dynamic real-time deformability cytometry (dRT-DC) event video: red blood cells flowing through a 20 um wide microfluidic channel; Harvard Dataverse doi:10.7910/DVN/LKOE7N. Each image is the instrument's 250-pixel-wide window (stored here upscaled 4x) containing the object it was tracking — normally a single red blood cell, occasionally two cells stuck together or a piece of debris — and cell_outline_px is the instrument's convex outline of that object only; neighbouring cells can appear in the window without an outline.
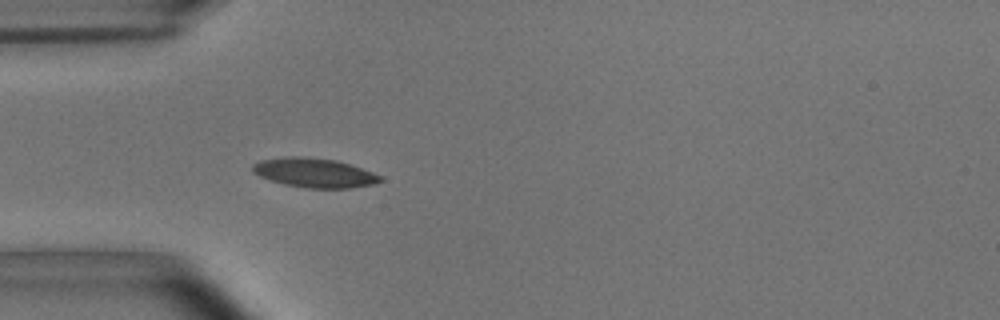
{"species": "common noctule bat (a hibernating species)", "species_latin": "Nyctalus noctula", "temperature_condition": "room temperature", "stored_images_in_passage": 45, "camera_frame_rate_fps": 3000, "um_per_image_px": 0.085, "animal": {"sex": "male", "body_mass_g": 15.6}, "frame": {"image": 1, "passage_image": 7, "time_ms": 2.0, "image_size_px": [1000, 320], "cell_outline_px": [[384, 180], [376, 184], [352, 188], [308, 188], [284, 184], [260, 176], [252, 172], [252, 164], [260, 160], [284, 156], [304, 156], [336, 160], [372, 172], [380, 176]], "centroid_in_image_um": [26.71, 14.68], "position_along_channel_um": 58.3, "area_um2": 21.85}}
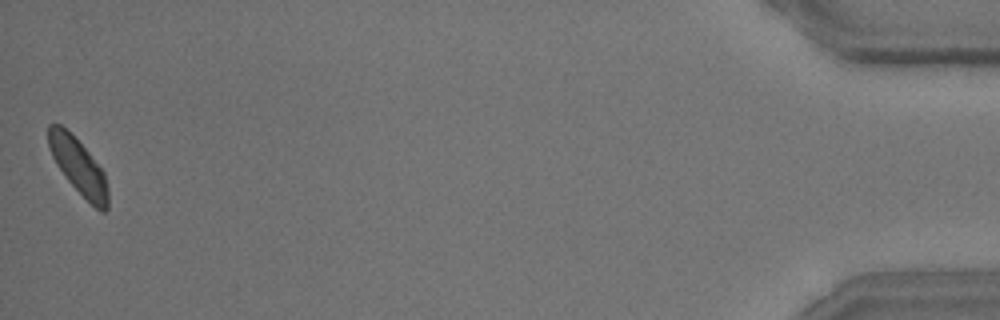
{"frame": {"image": 2, "passage_image": 45, "time_ms": 14.667, "image_size_px": [1000, 320], "cell_outline_px": [[108, 208], [104, 212], [100, 212], [68, 180], [56, 164], [52, 156], [48, 144], [48, 124], [60, 124], [88, 152], [104, 172], [108, 188]], "centroid_in_image_um": [6.67, 14.16], "position_along_channel_um": 428.5, "area_um2": 18.79}, "authors_computed_cell_mechanics": {"area_um2": 20.3456, "velocity_mm_per_s": 3.6771, "shape_relaxation_time_tau1_ms": 3.9423, "shape_relaxation_time_tau2_ms": 10.1232, "deformation_change_tau1": 0.1093, "deformation_change_tau2": 0.0904}}